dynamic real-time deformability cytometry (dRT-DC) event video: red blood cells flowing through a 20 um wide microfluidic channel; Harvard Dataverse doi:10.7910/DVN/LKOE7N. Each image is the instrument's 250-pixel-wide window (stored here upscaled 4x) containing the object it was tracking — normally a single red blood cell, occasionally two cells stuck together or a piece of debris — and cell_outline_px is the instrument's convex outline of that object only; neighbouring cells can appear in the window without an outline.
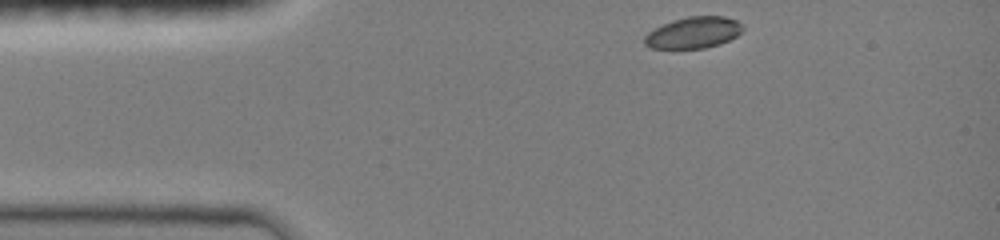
{"species": "common noctule bat (a hibernating species)", "species_latin": "Nyctalus noctula", "temperature_condition": "room temperature", "stored_images_in_passage": 36, "camera_frame_rate_fps": 3000, "um_per_image_px": 0.085, "animal": {"sex": "female", "body_mass_g": 19.0, "forearm_length_mm": 51.5}, "frame": {"image": 1, "passage_image": 1, "time_ms": 0.0, "image_size_px": [1000, 240], "cell_outline_px": [[744, 28], [736, 36], [720, 44], [704, 48], [648, 48], [644, 44], [644, 36], [648, 32], [672, 20], [688, 16], [724, 16], [736, 20], [744, 24]], "centroid_in_image_um": [58.95, 2.77], "position_along_channel_um": 26.0, "area_um2": 17.98}}
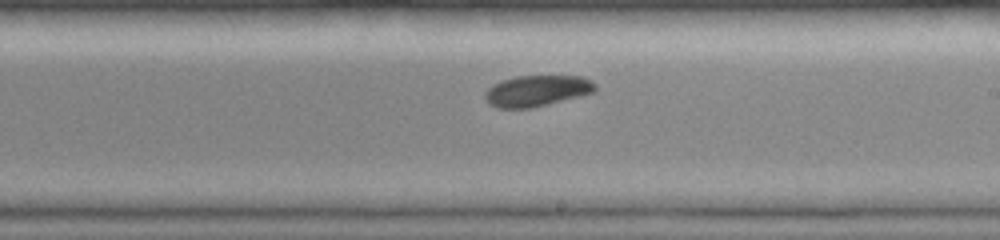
{"frame": {"image": 2, "passage_image": 21, "time_ms": 6.667, "image_size_px": [1000, 240], "cell_outline_px": [[596, 88], [592, 92], [528, 108], [496, 108], [488, 104], [484, 100], [484, 92], [492, 84], [516, 76], [584, 76], [592, 80], [596, 84]], "centroid_in_image_um": [45.57, 7.7], "position_along_channel_um": 243.4, "area_um2": 19.71}}
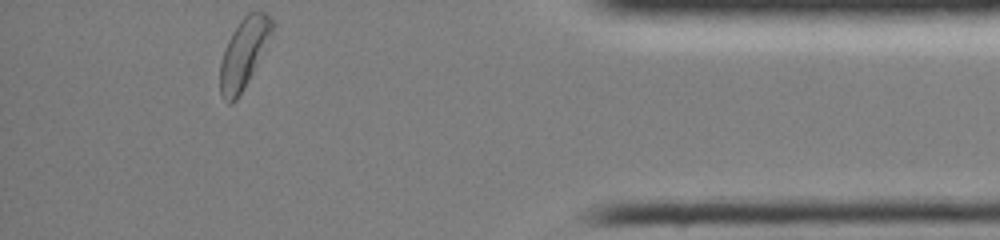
{"frame": {"image": 3, "passage_image": 36, "time_ms": 11.667, "image_size_px": [1000, 240], "cell_outline_px": [[272, 32], [248, 80], [236, 100], [232, 104], [228, 104], [220, 96], [220, 64], [224, 48], [232, 32], [240, 20], [248, 12], [264, 12], [272, 20]], "centroid_in_image_um": [20.66, 4.55], "position_along_channel_um": 414.5, "area_um2": 20.58}, "authors_computed_cell_mechanics": {"area_um2": 19.9121, "velocity_mm_per_s": 4.0179, "shape_relaxation_time_tau1_ms": 1.7186, "shape_relaxation_time_tau2_ms": null, "deformation_change_tau1": 0.0946, "deformation_change_tau2": null}}